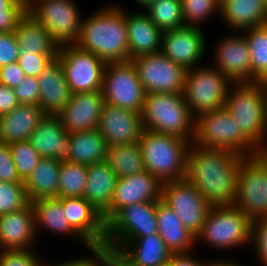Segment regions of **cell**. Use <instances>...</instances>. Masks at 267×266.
I'll list each match as a JSON object with an SVG mask.
<instances>
[{
  "label": "cell",
  "instance_id": "1",
  "mask_svg": "<svg viewBox=\"0 0 267 266\" xmlns=\"http://www.w3.org/2000/svg\"><path fill=\"white\" fill-rule=\"evenodd\" d=\"M242 156L229 150L191 144L185 179L212 206L234 205Z\"/></svg>",
  "mask_w": 267,
  "mask_h": 266
},
{
  "label": "cell",
  "instance_id": "2",
  "mask_svg": "<svg viewBox=\"0 0 267 266\" xmlns=\"http://www.w3.org/2000/svg\"><path fill=\"white\" fill-rule=\"evenodd\" d=\"M82 19L78 47L95 54L105 63L129 61L125 10L108 5Z\"/></svg>",
  "mask_w": 267,
  "mask_h": 266
},
{
  "label": "cell",
  "instance_id": "3",
  "mask_svg": "<svg viewBox=\"0 0 267 266\" xmlns=\"http://www.w3.org/2000/svg\"><path fill=\"white\" fill-rule=\"evenodd\" d=\"M139 144L146 170L162 184L185 179L191 141L143 129Z\"/></svg>",
  "mask_w": 267,
  "mask_h": 266
},
{
  "label": "cell",
  "instance_id": "4",
  "mask_svg": "<svg viewBox=\"0 0 267 266\" xmlns=\"http://www.w3.org/2000/svg\"><path fill=\"white\" fill-rule=\"evenodd\" d=\"M201 148L229 150L241 156H251L260 150L242 133L237 119L222 107L194 118L191 142Z\"/></svg>",
  "mask_w": 267,
  "mask_h": 266
},
{
  "label": "cell",
  "instance_id": "5",
  "mask_svg": "<svg viewBox=\"0 0 267 266\" xmlns=\"http://www.w3.org/2000/svg\"><path fill=\"white\" fill-rule=\"evenodd\" d=\"M141 118L143 129L174 135L192 142L194 117L183 94H146Z\"/></svg>",
  "mask_w": 267,
  "mask_h": 266
},
{
  "label": "cell",
  "instance_id": "6",
  "mask_svg": "<svg viewBox=\"0 0 267 266\" xmlns=\"http://www.w3.org/2000/svg\"><path fill=\"white\" fill-rule=\"evenodd\" d=\"M253 221L240 209L232 206H212L209 208L199 241L217 250L242 247L252 243Z\"/></svg>",
  "mask_w": 267,
  "mask_h": 266
},
{
  "label": "cell",
  "instance_id": "7",
  "mask_svg": "<svg viewBox=\"0 0 267 266\" xmlns=\"http://www.w3.org/2000/svg\"><path fill=\"white\" fill-rule=\"evenodd\" d=\"M224 107L237 119L242 133L261 150L267 142V126L260 83H232Z\"/></svg>",
  "mask_w": 267,
  "mask_h": 266
},
{
  "label": "cell",
  "instance_id": "8",
  "mask_svg": "<svg viewBox=\"0 0 267 266\" xmlns=\"http://www.w3.org/2000/svg\"><path fill=\"white\" fill-rule=\"evenodd\" d=\"M232 83L225 74L209 64L186 70L182 94L191 115L195 118L224 107Z\"/></svg>",
  "mask_w": 267,
  "mask_h": 266
},
{
  "label": "cell",
  "instance_id": "9",
  "mask_svg": "<svg viewBox=\"0 0 267 266\" xmlns=\"http://www.w3.org/2000/svg\"><path fill=\"white\" fill-rule=\"evenodd\" d=\"M234 206L252 221L267 218V158L242 156Z\"/></svg>",
  "mask_w": 267,
  "mask_h": 266
},
{
  "label": "cell",
  "instance_id": "10",
  "mask_svg": "<svg viewBox=\"0 0 267 266\" xmlns=\"http://www.w3.org/2000/svg\"><path fill=\"white\" fill-rule=\"evenodd\" d=\"M78 9L75 0H27V13L48 30L59 46L77 42L83 19Z\"/></svg>",
  "mask_w": 267,
  "mask_h": 266
},
{
  "label": "cell",
  "instance_id": "11",
  "mask_svg": "<svg viewBox=\"0 0 267 266\" xmlns=\"http://www.w3.org/2000/svg\"><path fill=\"white\" fill-rule=\"evenodd\" d=\"M102 93L105 104L142 113L146 92L131 60L106 63Z\"/></svg>",
  "mask_w": 267,
  "mask_h": 266
},
{
  "label": "cell",
  "instance_id": "12",
  "mask_svg": "<svg viewBox=\"0 0 267 266\" xmlns=\"http://www.w3.org/2000/svg\"><path fill=\"white\" fill-rule=\"evenodd\" d=\"M72 94L102 91L106 63L76 44L60 46L58 56Z\"/></svg>",
  "mask_w": 267,
  "mask_h": 266
},
{
  "label": "cell",
  "instance_id": "13",
  "mask_svg": "<svg viewBox=\"0 0 267 266\" xmlns=\"http://www.w3.org/2000/svg\"><path fill=\"white\" fill-rule=\"evenodd\" d=\"M115 266H158L169 262L172 251L158 233L140 238H106Z\"/></svg>",
  "mask_w": 267,
  "mask_h": 266
},
{
  "label": "cell",
  "instance_id": "14",
  "mask_svg": "<svg viewBox=\"0 0 267 266\" xmlns=\"http://www.w3.org/2000/svg\"><path fill=\"white\" fill-rule=\"evenodd\" d=\"M131 61L146 94L183 93L186 70L161 52L141 55Z\"/></svg>",
  "mask_w": 267,
  "mask_h": 266
},
{
  "label": "cell",
  "instance_id": "15",
  "mask_svg": "<svg viewBox=\"0 0 267 266\" xmlns=\"http://www.w3.org/2000/svg\"><path fill=\"white\" fill-rule=\"evenodd\" d=\"M162 201L176 213L193 236L201 232L211 206L194 185L186 179L163 183Z\"/></svg>",
  "mask_w": 267,
  "mask_h": 266
},
{
  "label": "cell",
  "instance_id": "16",
  "mask_svg": "<svg viewBox=\"0 0 267 266\" xmlns=\"http://www.w3.org/2000/svg\"><path fill=\"white\" fill-rule=\"evenodd\" d=\"M201 27L184 26L162 33L160 52L185 70L199 66L206 52Z\"/></svg>",
  "mask_w": 267,
  "mask_h": 266
},
{
  "label": "cell",
  "instance_id": "17",
  "mask_svg": "<svg viewBox=\"0 0 267 266\" xmlns=\"http://www.w3.org/2000/svg\"><path fill=\"white\" fill-rule=\"evenodd\" d=\"M162 183L147 170L117 179L111 205L102 213L107 223L121 208L162 200Z\"/></svg>",
  "mask_w": 267,
  "mask_h": 266
},
{
  "label": "cell",
  "instance_id": "18",
  "mask_svg": "<svg viewBox=\"0 0 267 266\" xmlns=\"http://www.w3.org/2000/svg\"><path fill=\"white\" fill-rule=\"evenodd\" d=\"M157 202H140L121 208L106 223V238H140L158 233Z\"/></svg>",
  "mask_w": 267,
  "mask_h": 266
},
{
  "label": "cell",
  "instance_id": "19",
  "mask_svg": "<svg viewBox=\"0 0 267 266\" xmlns=\"http://www.w3.org/2000/svg\"><path fill=\"white\" fill-rule=\"evenodd\" d=\"M234 34L222 38L214 48L215 61L211 66L225 74L233 83L251 82L250 51L247 40L242 32L237 31Z\"/></svg>",
  "mask_w": 267,
  "mask_h": 266
},
{
  "label": "cell",
  "instance_id": "20",
  "mask_svg": "<svg viewBox=\"0 0 267 266\" xmlns=\"http://www.w3.org/2000/svg\"><path fill=\"white\" fill-rule=\"evenodd\" d=\"M59 199L70 226L90 246L105 247L106 223L102 214L83 197Z\"/></svg>",
  "mask_w": 267,
  "mask_h": 266
},
{
  "label": "cell",
  "instance_id": "21",
  "mask_svg": "<svg viewBox=\"0 0 267 266\" xmlns=\"http://www.w3.org/2000/svg\"><path fill=\"white\" fill-rule=\"evenodd\" d=\"M97 129L108 146L139 142L143 132L141 114L104 104Z\"/></svg>",
  "mask_w": 267,
  "mask_h": 266
},
{
  "label": "cell",
  "instance_id": "22",
  "mask_svg": "<svg viewBox=\"0 0 267 266\" xmlns=\"http://www.w3.org/2000/svg\"><path fill=\"white\" fill-rule=\"evenodd\" d=\"M104 104L102 91L72 94L70 101L57 116L67 133L95 130Z\"/></svg>",
  "mask_w": 267,
  "mask_h": 266
},
{
  "label": "cell",
  "instance_id": "23",
  "mask_svg": "<svg viewBox=\"0 0 267 266\" xmlns=\"http://www.w3.org/2000/svg\"><path fill=\"white\" fill-rule=\"evenodd\" d=\"M37 237L31 202L20 210L0 216V251L33 249L31 246L36 244Z\"/></svg>",
  "mask_w": 267,
  "mask_h": 266
},
{
  "label": "cell",
  "instance_id": "24",
  "mask_svg": "<svg viewBox=\"0 0 267 266\" xmlns=\"http://www.w3.org/2000/svg\"><path fill=\"white\" fill-rule=\"evenodd\" d=\"M29 141L41 158H54L61 163L70 161V133L57 115H45Z\"/></svg>",
  "mask_w": 267,
  "mask_h": 266
},
{
  "label": "cell",
  "instance_id": "25",
  "mask_svg": "<svg viewBox=\"0 0 267 266\" xmlns=\"http://www.w3.org/2000/svg\"><path fill=\"white\" fill-rule=\"evenodd\" d=\"M39 107L45 115H58L71 99L64 69L59 58H54L37 76Z\"/></svg>",
  "mask_w": 267,
  "mask_h": 266
},
{
  "label": "cell",
  "instance_id": "26",
  "mask_svg": "<svg viewBox=\"0 0 267 266\" xmlns=\"http://www.w3.org/2000/svg\"><path fill=\"white\" fill-rule=\"evenodd\" d=\"M129 61L135 57L160 52L162 31L142 12L126 13Z\"/></svg>",
  "mask_w": 267,
  "mask_h": 266
},
{
  "label": "cell",
  "instance_id": "27",
  "mask_svg": "<svg viewBox=\"0 0 267 266\" xmlns=\"http://www.w3.org/2000/svg\"><path fill=\"white\" fill-rule=\"evenodd\" d=\"M44 116L38 105L18 104L13 110L0 116V142L12 144L29 140L30 134Z\"/></svg>",
  "mask_w": 267,
  "mask_h": 266
},
{
  "label": "cell",
  "instance_id": "28",
  "mask_svg": "<svg viewBox=\"0 0 267 266\" xmlns=\"http://www.w3.org/2000/svg\"><path fill=\"white\" fill-rule=\"evenodd\" d=\"M219 16L233 32L267 24V5L264 0H225Z\"/></svg>",
  "mask_w": 267,
  "mask_h": 266
},
{
  "label": "cell",
  "instance_id": "29",
  "mask_svg": "<svg viewBox=\"0 0 267 266\" xmlns=\"http://www.w3.org/2000/svg\"><path fill=\"white\" fill-rule=\"evenodd\" d=\"M158 234L172 253L195 251L196 237L182 224L176 213L162 200L157 201Z\"/></svg>",
  "mask_w": 267,
  "mask_h": 266
},
{
  "label": "cell",
  "instance_id": "30",
  "mask_svg": "<svg viewBox=\"0 0 267 266\" xmlns=\"http://www.w3.org/2000/svg\"><path fill=\"white\" fill-rule=\"evenodd\" d=\"M14 35L19 46V56H24L25 53H59L60 46L52 35L29 13L18 22Z\"/></svg>",
  "mask_w": 267,
  "mask_h": 266
},
{
  "label": "cell",
  "instance_id": "31",
  "mask_svg": "<svg viewBox=\"0 0 267 266\" xmlns=\"http://www.w3.org/2000/svg\"><path fill=\"white\" fill-rule=\"evenodd\" d=\"M117 179L105 161L88 165L83 198L102 214L111 205Z\"/></svg>",
  "mask_w": 267,
  "mask_h": 266
},
{
  "label": "cell",
  "instance_id": "32",
  "mask_svg": "<svg viewBox=\"0 0 267 266\" xmlns=\"http://www.w3.org/2000/svg\"><path fill=\"white\" fill-rule=\"evenodd\" d=\"M61 162L54 158H41L24 182L29 202L45 198H58Z\"/></svg>",
  "mask_w": 267,
  "mask_h": 266
},
{
  "label": "cell",
  "instance_id": "33",
  "mask_svg": "<svg viewBox=\"0 0 267 266\" xmlns=\"http://www.w3.org/2000/svg\"><path fill=\"white\" fill-rule=\"evenodd\" d=\"M31 204L35 212L36 233L38 235L41 229L46 228L45 230L54 231L53 233L75 237V239L82 241L80 243L87 248L90 246L68 223L59 198L39 199L31 202Z\"/></svg>",
  "mask_w": 267,
  "mask_h": 266
},
{
  "label": "cell",
  "instance_id": "34",
  "mask_svg": "<svg viewBox=\"0 0 267 266\" xmlns=\"http://www.w3.org/2000/svg\"><path fill=\"white\" fill-rule=\"evenodd\" d=\"M107 148L98 129L70 133V162L88 166L105 161Z\"/></svg>",
  "mask_w": 267,
  "mask_h": 266
},
{
  "label": "cell",
  "instance_id": "35",
  "mask_svg": "<svg viewBox=\"0 0 267 266\" xmlns=\"http://www.w3.org/2000/svg\"><path fill=\"white\" fill-rule=\"evenodd\" d=\"M105 162L117 178L128 177L146 170L139 142L108 146Z\"/></svg>",
  "mask_w": 267,
  "mask_h": 266
},
{
  "label": "cell",
  "instance_id": "36",
  "mask_svg": "<svg viewBox=\"0 0 267 266\" xmlns=\"http://www.w3.org/2000/svg\"><path fill=\"white\" fill-rule=\"evenodd\" d=\"M241 32L245 35L249 46L251 82H255L267 73V24Z\"/></svg>",
  "mask_w": 267,
  "mask_h": 266
},
{
  "label": "cell",
  "instance_id": "37",
  "mask_svg": "<svg viewBox=\"0 0 267 266\" xmlns=\"http://www.w3.org/2000/svg\"><path fill=\"white\" fill-rule=\"evenodd\" d=\"M144 10L162 32L185 26L181 0H154Z\"/></svg>",
  "mask_w": 267,
  "mask_h": 266
},
{
  "label": "cell",
  "instance_id": "38",
  "mask_svg": "<svg viewBox=\"0 0 267 266\" xmlns=\"http://www.w3.org/2000/svg\"><path fill=\"white\" fill-rule=\"evenodd\" d=\"M87 183V166L62 162L59 170L58 198L83 197Z\"/></svg>",
  "mask_w": 267,
  "mask_h": 266
},
{
  "label": "cell",
  "instance_id": "39",
  "mask_svg": "<svg viewBox=\"0 0 267 266\" xmlns=\"http://www.w3.org/2000/svg\"><path fill=\"white\" fill-rule=\"evenodd\" d=\"M19 178L25 182L41 159L29 140L9 144Z\"/></svg>",
  "mask_w": 267,
  "mask_h": 266
},
{
  "label": "cell",
  "instance_id": "40",
  "mask_svg": "<svg viewBox=\"0 0 267 266\" xmlns=\"http://www.w3.org/2000/svg\"><path fill=\"white\" fill-rule=\"evenodd\" d=\"M181 3L185 26L200 27L212 14L220 13L216 0H181Z\"/></svg>",
  "mask_w": 267,
  "mask_h": 266
},
{
  "label": "cell",
  "instance_id": "41",
  "mask_svg": "<svg viewBox=\"0 0 267 266\" xmlns=\"http://www.w3.org/2000/svg\"><path fill=\"white\" fill-rule=\"evenodd\" d=\"M28 203L25 183L0 181V216L20 210Z\"/></svg>",
  "mask_w": 267,
  "mask_h": 266
},
{
  "label": "cell",
  "instance_id": "42",
  "mask_svg": "<svg viewBox=\"0 0 267 266\" xmlns=\"http://www.w3.org/2000/svg\"><path fill=\"white\" fill-rule=\"evenodd\" d=\"M87 250L90 251V256L69 259L58 265L43 261L42 266H108L112 262L110 251L104 246H89Z\"/></svg>",
  "mask_w": 267,
  "mask_h": 266
},
{
  "label": "cell",
  "instance_id": "43",
  "mask_svg": "<svg viewBox=\"0 0 267 266\" xmlns=\"http://www.w3.org/2000/svg\"><path fill=\"white\" fill-rule=\"evenodd\" d=\"M35 250L0 251V266H42L41 256Z\"/></svg>",
  "mask_w": 267,
  "mask_h": 266
},
{
  "label": "cell",
  "instance_id": "44",
  "mask_svg": "<svg viewBox=\"0 0 267 266\" xmlns=\"http://www.w3.org/2000/svg\"><path fill=\"white\" fill-rule=\"evenodd\" d=\"M57 56L58 54L25 53L24 56L18 57L17 63L25 76L37 77L42 69Z\"/></svg>",
  "mask_w": 267,
  "mask_h": 266
},
{
  "label": "cell",
  "instance_id": "45",
  "mask_svg": "<svg viewBox=\"0 0 267 266\" xmlns=\"http://www.w3.org/2000/svg\"><path fill=\"white\" fill-rule=\"evenodd\" d=\"M252 244L263 266H267V218L253 221Z\"/></svg>",
  "mask_w": 267,
  "mask_h": 266
},
{
  "label": "cell",
  "instance_id": "46",
  "mask_svg": "<svg viewBox=\"0 0 267 266\" xmlns=\"http://www.w3.org/2000/svg\"><path fill=\"white\" fill-rule=\"evenodd\" d=\"M19 104H33L39 106V84L37 77L25 76L14 88Z\"/></svg>",
  "mask_w": 267,
  "mask_h": 266
},
{
  "label": "cell",
  "instance_id": "47",
  "mask_svg": "<svg viewBox=\"0 0 267 266\" xmlns=\"http://www.w3.org/2000/svg\"><path fill=\"white\" fill-rule=\"evenodd\" d=\"M0 181L24 183L18 176L9 144L0 142Z\"/></svg>",
  "mask_w": 267,
  "mask_h": 266
},
{
  "label": "cell",
  "instance_id": "48",
  "mask_svg": "<svg viewBox=\"0 0 267 266\" xmlns=\"http://www.w3.org/2000/svg\"><path fill=\"white\" fill-rule=\"evenodd\" d=\"M19 57V46L14 31L0 32V67L16 62Z\"/></svg>",
  "mask_w": 267,
  "mask_h": 266
},
{
  "label": "cell",
  "instance_id": "49",
  "mask_svg": "<svg viewBox=\"0 0 267 266\" xmlns=\"http://www.w3.org/2000/svg\"><path fill=\"white\" fill-rule=\"evenodd\" d=\"M24 77V71L20 68L17 61L0 67V84L15 88Z\"/></svg>",
  "mask_w": 267,
  "mask_h": 266
},
{
  "label": "cell",
  "instance_id": "50",
  "mask_svg": "<svg viewBox=\"0 0 267 266\" xmlns=\"http://www.w3.org/2000/svg\"><path fill=\"white\" fill-rule=\"evenodd\" d=\"M27 9H0V32H11L26 15Z\"/></svg>",
  "mask_w": 267,
  "mask_h": 266
},
{
  "label": "cell",
  "instance_id": "51",
  "mask_svg": "<svg viewBox=\"0 0 267 266\" xmlns=\"http://www.w3.org/2000/svg\"><path fill=\"white\" fill-rule=\"evenodd\" d=\"M191 253L192 251L173 253L168 262L169 266H207L211 262V259L206 262L196 259Z\"/></svg>",
  "mask_w": 267,
  "mask_h": 266
},
{
  "label": "cell",
  "instance_id": "52",
  "mask_svg": "<svg viewBox=\"0 0 267 266\" xmlns=\"http://www.w3.org/2000/svg\"><path fill=\"white\" fill-rule=\"evenodd\" d=\"M18 104L14 88L0 84V116L10 112Z\"/></svg>",
  "mask_w": 267,
  "mask_h": 266
},
{
  "label": "cell",
  "instance_id": "53",
  "mask_svg": "<svg viewBox=\"0 0 267 266\" xmlns=\"http://www.w3.org/2000/svg\"><path fill=\"white\" fill-rule=\"evenodd\" d=\"M0 9H27V0H0Z\"/></svg>",
  "mask_w": 267,
  "mask_h": 266
},
{
  "label": "cell",
  "instance_id": "54",
  "mask_svg": "<svg viewBox=\"0 0 267 266\" xmlns=\"http://www.w3.org/2000/svg\"><path fill=\"white\" fill-rule=\"evenodd\" d=\"M261 85V92L264 100V119L267 126V82L258 81Z\"/></svg>",
  "mask_w": 267,
  "mask_h": 266
},
{
  "label": "cell",
  "instance_id": "55",
  "mask_svg": "<svg viewBox=\"0 0 267 266\" xmlns=\"http://www.w3.org/2000/svg\"><path fill=\"white\" fill-rule=\"evenodd\" d=\"M215 260V261H214ZM212 259V261L207 265V266H226V261L224 260H216V259Z\"/></svg>",
  "mask_w": 267,
  "mask_h": 266
},
{
  "label": "cell",
  "instance_id": "56",
  "mask_svg": "<svg viewBox=\"0 0 267 266\" xmlns=\"http://www.w3.org/2000/svg\"><path fill=\"white\" fill-rule=\"evenodd\" d=\"M141 8H145L149 3H152L154 0H134Z\"/></svg>",
  "mask_w": 267,
  "mask_h": 266
},
{
  "label": "cell",
  "instance_id": "57",
  "mask_svg": "<svg viewBox=\"0 0 267 266\" xmlns=\"http://www.w3.org/2000/svg\"><path fill=\"white\" fill-rule=\"evenodd\" d=\"M238 261H231V260H226V266H241V264L237 263Z\"/></svg>",
  "mask_w": 267,
  "mask_h": 266
},
{
  "label": "cell",
  "instance_id": "58",
  "mask_svg": "<svg viewBox=\"0 0 267 266\" xmlns=\"http://www.w3.org/2000/svg\"><path fill=\"white\" fill-rule=\"evenodd\" d=\"M260 152L267 158V142L266 145L260 150Z\"/></svg>",
  "mask_w": 267,
  "mask_h": 266
},
{
  "label": "cell",
  "instance_id": "59",
  "mask_svg": "<svg viewBox=\"0 0 267 266\" xmlns=\"http://www.w3.org/2000/svg\"><path fill=\"white\" fill-rule=\"evenodd\" d=\"M258 81L267 82V73Z\"/></svg>",
  "mask_w": 267,
  "mask_h": 266
},
{
  "label": "cell",
  "instance_id": "60",
  "mask_svg": "<svg viewBox=\"0 0 267 266\" xmlns=\"http://www.w3.org/2000/svg\"><path fill=\"white\" fill-rule=\"evenodd\" d=\"M219 5H221L225 0H216Z\"/></svg>",
  "mask_w": 267,
  "mask_h": 266
},
{
  "label": "cell",
  "instance_id": "61",
  "mask_svg": "<svg viewBox=\"0 0 267 266\" xmlns=\"http://www.w3.org/2000/svg\"><path fill=\"white\" fill-rule=\"evenodd\" d=\"M158 266H169V264L167 262V263H164V264H161V265H158Z\"/></svg>",
  "mask_w": 267,
  "mask_h": 266
},
{
  "label": "cell",
  "instance_id": "62",
  "mask_svg": "<svg viewBox=\"0 0 267 266\" xmlns=\"http://www.w3.org/2000/svg\"><path fill=\"white\" fill-rule=\"evenodd\" d=\"M108 266H115V265L113 264V262H111Z\"/></svg>",
  "mask_w": 267,
  "mask_h": 266
}]
</instances>
